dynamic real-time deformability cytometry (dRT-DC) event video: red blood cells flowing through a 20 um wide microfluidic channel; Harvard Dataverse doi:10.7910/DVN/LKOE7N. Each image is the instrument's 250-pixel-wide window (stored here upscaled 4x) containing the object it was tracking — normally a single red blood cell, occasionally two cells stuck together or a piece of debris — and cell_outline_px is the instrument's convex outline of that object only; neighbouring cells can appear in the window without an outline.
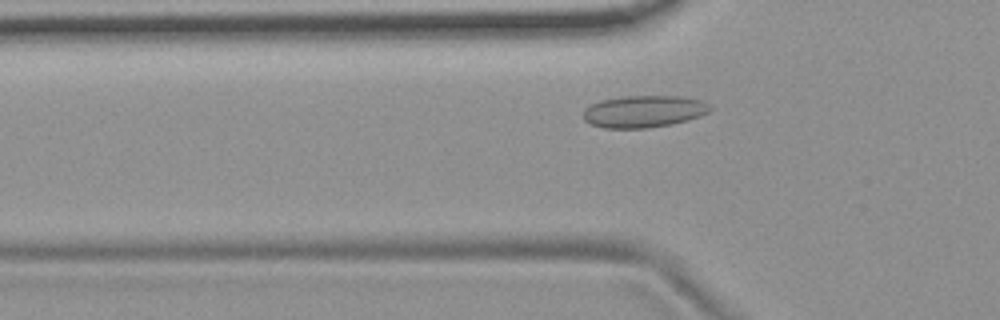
{"species": "common noctule bat (a hibernating species)", "species_latin": "Nyctalus noctula", "temperature_condition": "room temperature", "stored_images_in_passage": 47, "camera_frame_rate_fps": 3000, "um_per_image_px": 0.085, "animal": {"sex": "female", "body_mass_g": 19.9}, "frame": {"image": 1, "passage_image": 10, "time_ms": 3.0, "image_size_px": [1000, 320], "cell_outline_px": [[712, 108], [708, 112], [700, 116], [688, 120], [672, 124], [648, 128], [604, 128], [592, 124], [584, 120], [584, 108], [600, 100], [624, 96], [680, 96], [704, 100], [712, 104]], "centroid_in_image_um": [54.77, 9.46], "position_along_channel_um": 71.0, "area_um2": 23.87}}
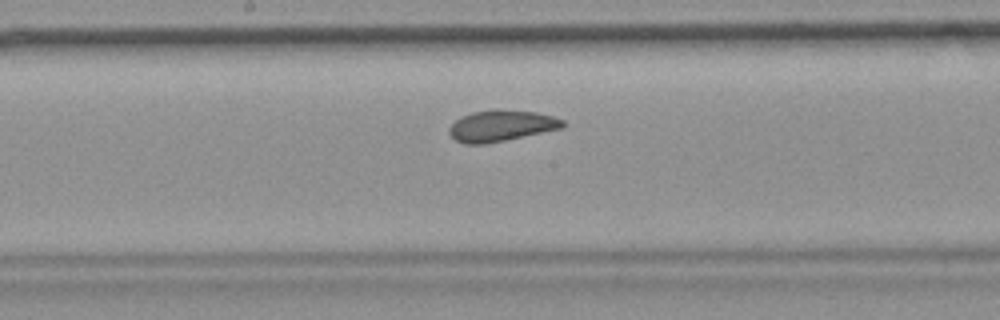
{"frame": {"image": 2, "passage_image": 21, "time_ms": 6.667, "image_size_px": [1000, 320], "cell_outline_px": [[568, 124], [560, 128], [504, 140], [484, 144], [464, 144], [456, 140], [448, 132], [448, 128], [456, 120], [472, 112], [496, 108], [500, 108], [536, 112], [552, 116], [564, 120]], "centroid_in_image_um": [42.6, 10.67], "position_along_channel_um": 205.6, "area_um2": 20.58}}
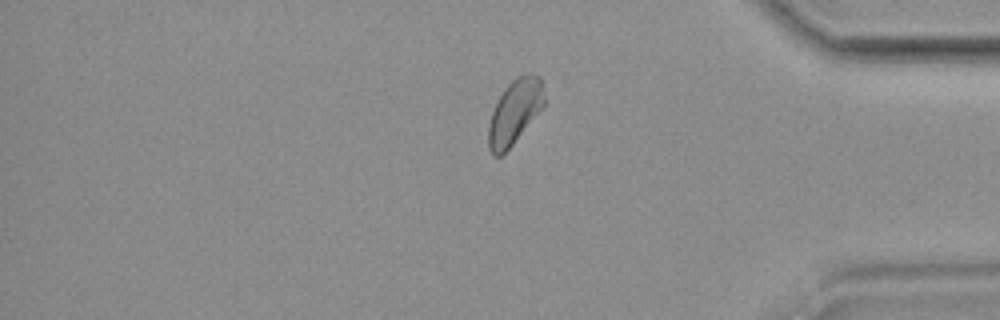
{"frame": {"image": 3, "passage_image": 38, "time_ms": 12.333, "image_size_px": [1000, 320], "cell_outline_px": [[544, 104], [512, 144], [500, 156], [496, 156], [488, 148], [488, 124], [492, 112], [504, 88], [516, 76], [540, 76], [544, 96]], "centroid_in_image_um": [43.71, 9.51], "position_along_channel_um": 391.5, "area_um2": 20.11}, "authors_computed_cell_mechanics": {"area_um2": 20.9814, "velocity_mm_per_s": 3.6684, "shape_relaxation_time_tau1_ms": 7.338, "shape_relaxation_time_tau2_ms": null, "deformation_change_tau1": 0.1038, "deformation_change_tau2": null}}